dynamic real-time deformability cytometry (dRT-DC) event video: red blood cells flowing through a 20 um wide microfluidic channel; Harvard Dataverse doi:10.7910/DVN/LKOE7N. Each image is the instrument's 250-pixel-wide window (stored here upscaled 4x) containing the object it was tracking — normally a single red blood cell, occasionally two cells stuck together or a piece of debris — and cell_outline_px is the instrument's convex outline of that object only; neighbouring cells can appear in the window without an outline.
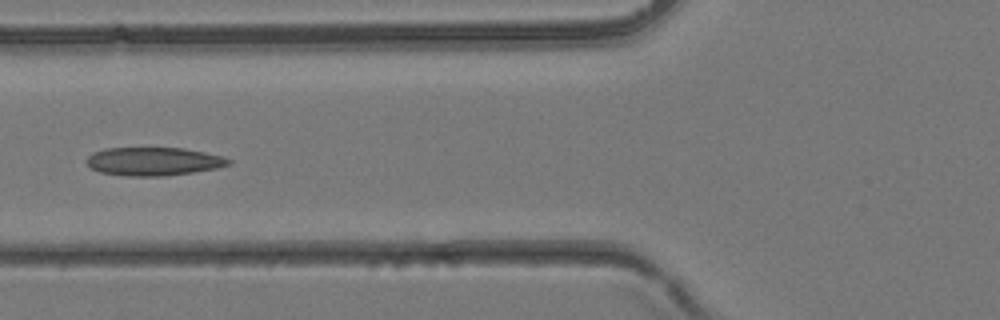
{"species": "common noctule bat (a hibernating species)", "species_latin": "Nyctalus noctula", "temperature_condition": "room temperature", "stored_images_in_passage": 4, "camera_frame_rate_fps": 3000, "um_per_image_px": 0.085, "animal": {"sex": "female", "body_mass_g": 24.6, "forearm_length_mm": 56.2}, "frame": {"image": 1, "passage_image": 4, "time_ms": 1.0, "image_size_px": [1000, 320], "cell_outline_px": [[232, 164], [216, 168], [192, 172], [164, 176], [128, 176], [100, 172], [92, 168], [84, 160], [92, 152], [104, 148], [184, 148], [204, 152], [220, 156], [232, 160]], "centroid_in_image_um": [13.03, 13.71], "position_along_channel_um": 112.8, "area_um2": 23.41}}